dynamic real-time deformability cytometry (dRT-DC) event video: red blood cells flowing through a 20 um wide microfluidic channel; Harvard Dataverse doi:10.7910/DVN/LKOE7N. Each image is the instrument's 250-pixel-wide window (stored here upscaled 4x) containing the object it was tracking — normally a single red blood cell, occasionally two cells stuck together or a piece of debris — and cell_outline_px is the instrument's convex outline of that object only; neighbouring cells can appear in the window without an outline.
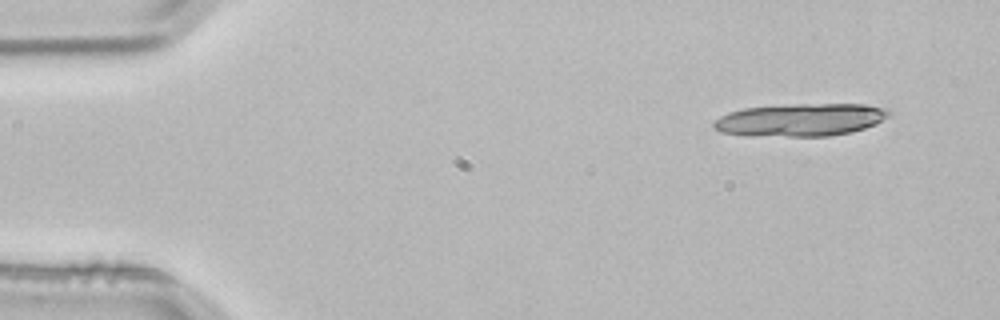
{"species": "common noctule bat (a hibernating species)", "species_latin": "Nyctalus noctula", "temperature_condition": "room temperature", "stored_images_in_passage": 4, "camera_frame_rate_fps": 3000, "um_per_image_px": 0.085, "animal": {"sex": "male", "body_mass_g": 21.5, "forearm_length_mm": 52.0}, "frame": {"image": 1, "passage_image": 1, "time_ms": 0.0, "image_size_px": [1000, 320], "cell_outline_px": [[892, 112], [888, 116], [876, 124], [852, 132], [828, 136], [744, 136], [720, 132], [712, 128], [712, 124], [720, 116], [728, 112], [744, 108], [796, 104], [864, 104], [888, 108]], "centroid_in_image_um": [68.03, 10.19], "position_along_channel_um": 17.0, "area_um2": 33.7}}
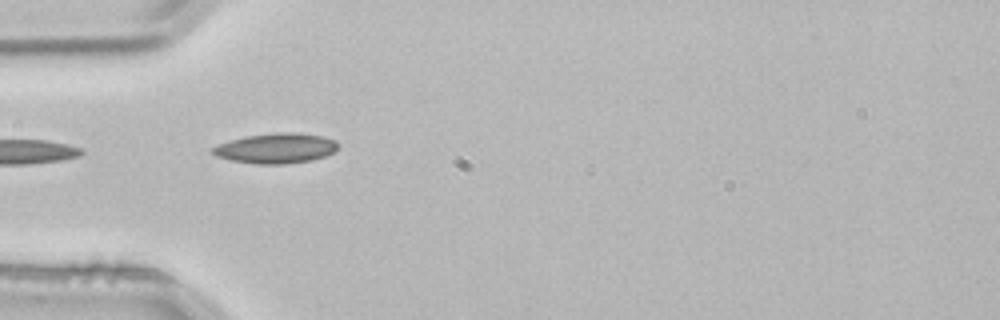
{"frame": {"image": 2, "passage_image": 3, "time_ms": 0.667, "image_size_px": [1000, 320], "cell_outline_px": [[336, 148], [332, 152], [324, 156], [312, 160], [284, 164], [256, 164], [232, 160], [216, 156], [208, 152], [208, 148], [244, 136], [276, 132], [300, 132], [324, 136], [336, 140]], "centroid_in_image_um": [23.41, 12.59], "position_along_channel_um": 61.6, "area_um2": 22.14}}